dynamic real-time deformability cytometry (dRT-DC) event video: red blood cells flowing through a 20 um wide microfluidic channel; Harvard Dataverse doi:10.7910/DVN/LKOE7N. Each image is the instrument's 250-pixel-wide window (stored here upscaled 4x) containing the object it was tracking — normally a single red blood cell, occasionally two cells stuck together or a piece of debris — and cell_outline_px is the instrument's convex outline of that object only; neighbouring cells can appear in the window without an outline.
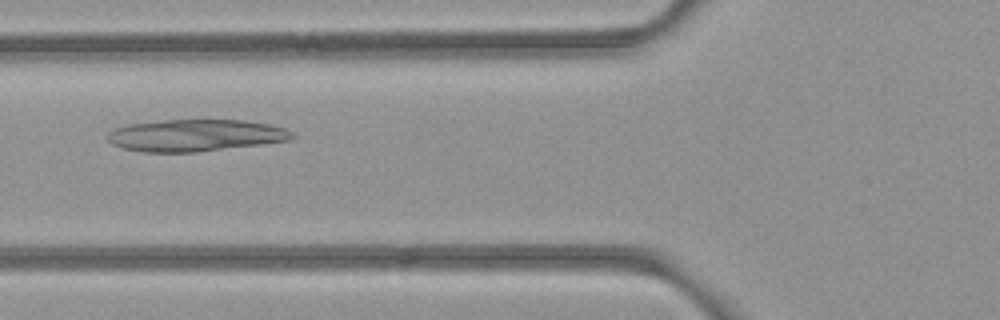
{"species": "common noctule bat (a hibernating species)", "species_latin": "Nyctalus noctula", "temperature_condition": "room temperature", "stored_images_in_passage": 6, "camera_frame_rate_fps": 3000, "um_per_image_px": 0.085, "animal": {"sex": "female", "body_mass_g": 21.9}, "frame": {"image": 1, "passage_image": 6, "time_ms": 1.667, "image_size_px": [1000, 320], "cell_outline_px": [[296, 136], [292, 140], [196, 152], [144, 152], [124, 148], [112, 144], [104, 136], [108, 132], [116, 128], [128, 124], [164, 120], [244, 120], [268, 124], [284, 128], [292, 132]], "centroid_in_image_um": [16.6, 11.5], "position_along_channel_um": 109.2, "area_um2": 34.28}}